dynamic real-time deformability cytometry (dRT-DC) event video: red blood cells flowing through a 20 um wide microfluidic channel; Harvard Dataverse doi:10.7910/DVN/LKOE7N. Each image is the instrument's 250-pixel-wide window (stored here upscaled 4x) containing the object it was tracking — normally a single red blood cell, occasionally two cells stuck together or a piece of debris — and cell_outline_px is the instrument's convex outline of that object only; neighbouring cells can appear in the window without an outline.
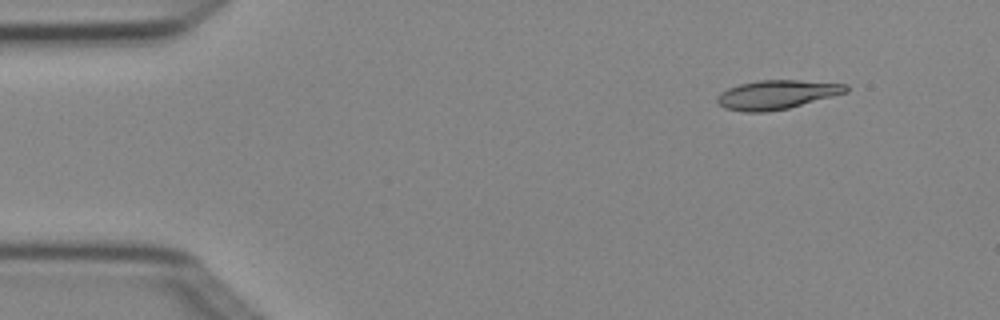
{"species": "Egyptian fruit bat (a non-hibernating species)", "species_latin": "Rousettus aegyptiacus", "temperature_condition": "cold", "stored_images_in_passage": 6, "camera_frame_rate_fps": 3000, "um_per_image_px": 0.085, "animal": {"sex": "female"}, "frame": {"image": 1, "passage_image": 1, "time_ms": 0.0, "image_size_px": [1000, 320], "cell_outline_px": [[848, 92], [788, 108], [768, 112], [744, 112], [724, 108], [716, 104], [716, 96], [720, 92], [728, 88], [740, 84], [760, 80], [800, 80], [848, 84]], "centroid_in_image_um": [65.99, 8.05], "position_along_channel_um": 19.0, "area_um2": 21.91}}
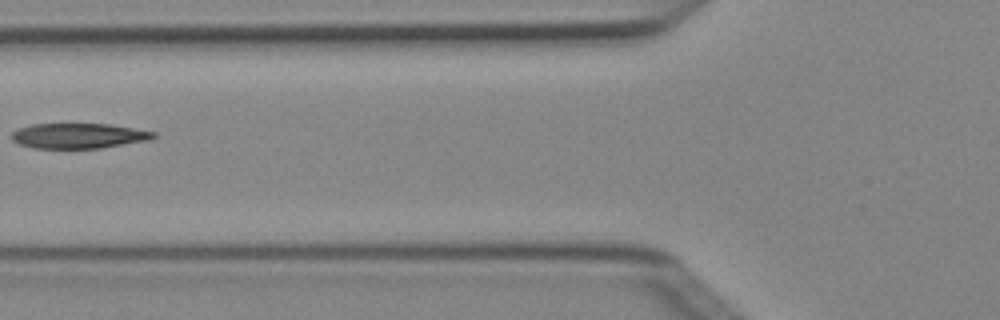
{"frame": {"image": 2, "passage_image": 5, "time_ms": 1.333, "image_size_px": [1000, 320], "cell_outline_px": [[156, 136], [152, 140], [100, 148], [32, 148], [20, 144], [12, 140], [12, 132], [20, 128], [32, 124], [108, 124], [156, 132]], "centroid_in_image_um": [6.71, 11.55], "position_along_channel_um": 119.1, "area_um2": 20.75}}
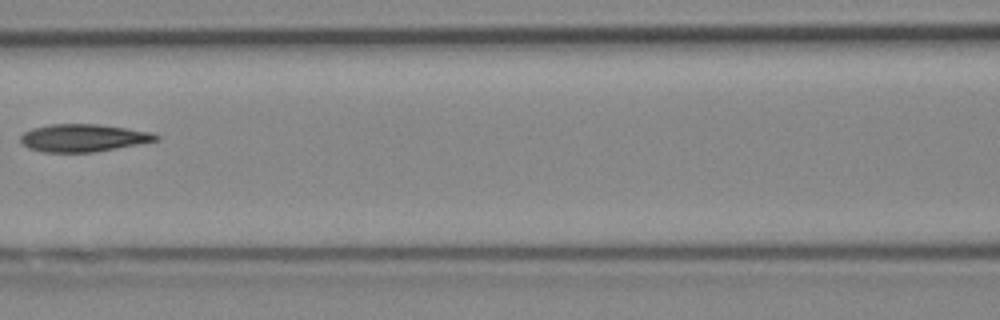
{"frame": {"image": 3, "passage_image": 6, "time_ms": 1.667, "image_size_px": [1000, 320], "cell_outline_px": [[160, 140], [96, 152], [44, 152], [28, 148], [20, 144], [20, 136], [24, 132], [32, 128], [48, 124], [96, 124], [152, 132], [160, 136]], "centroid_in_image_um": [7.05, 11.72], "position_along_channel_um": 159.5, "area_um2": 21.91}}